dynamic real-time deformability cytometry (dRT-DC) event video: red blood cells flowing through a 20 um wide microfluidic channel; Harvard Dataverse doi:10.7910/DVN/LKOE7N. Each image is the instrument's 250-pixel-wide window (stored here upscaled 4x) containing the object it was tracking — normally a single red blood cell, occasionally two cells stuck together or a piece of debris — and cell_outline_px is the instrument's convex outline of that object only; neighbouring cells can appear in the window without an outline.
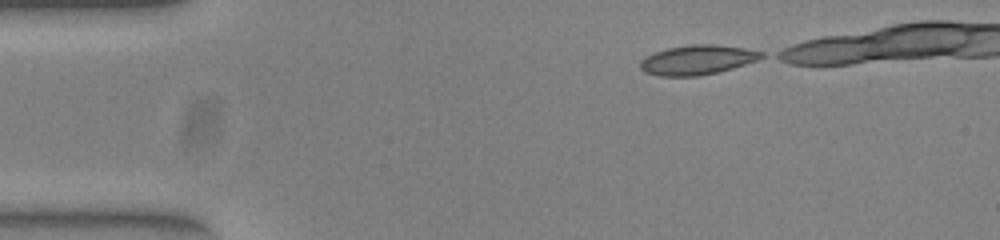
{"species": "common noctule bat (a hibernating species)", "species_latin": "Nyctalus noctula", "temperature_condition": "warm", "stored_images_in_passage": 28, "camera_frame_rate_fps": 3000, "um_per_image_px": 0.085, "animal": {"sex": "female", "body_mass_g": 23.0, "forearm_length_mm": 53.4}, "frame": {"image": 1, "passage_image": 1, "time_ms": 0.0, "image_size_px": [1000, 240], "cell_outline_px": [[764, 56], [756, 60], [732, 68], [700, 76], [660, 76], [644, 72], [640, 68], [640, 60], [644, 56], [668, 48], [692, 44], [712, 44], [744, 48], [764, 52]], "centroid_in_image_um": [59.23, 5.09], "position_along_channel_um": 25.8, "area_um2": 20.75}}
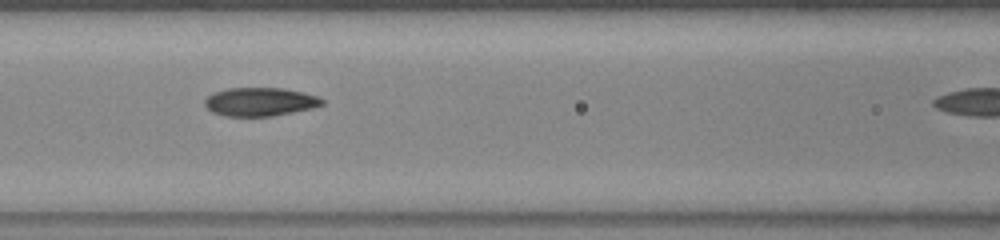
{"frame": {"image": 2, "passage_image": 15, "time_ms": 4.667, "image_size_px": [1000, 240], "cell_outline_px": [[324, 104], [312, 108], [272, 116], [224, 116], [212, 112], [204, 104], [204, 100], [208, 96], [216, 92], [228, 88], [284, 88], [304, 92], [320, 96], [324, 100]], "centroid_in_image_um": [22.13, 8.65], "position_along_channel_um": 144.5, "area_um2": 19.54}}
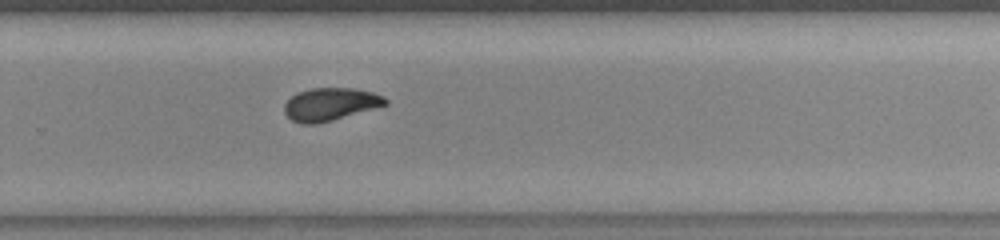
{"frame": {"image": 3, "passage_image": 27, "time_ms": 8.667, "image_size_px": [1000, 240], "cell_outline_px": [[388, 104], [332, 120], [316, 124], [304, 124], [292, 120], [284, 112], [284, 104], [296, 92], [312, 88], [352, 88], [372, 92], [384, 96], [388, 100]], "centroid_in_image_um": [28.07, 8.85], "position_along_channel_um": 301.7, "area_um2": 19.13}}